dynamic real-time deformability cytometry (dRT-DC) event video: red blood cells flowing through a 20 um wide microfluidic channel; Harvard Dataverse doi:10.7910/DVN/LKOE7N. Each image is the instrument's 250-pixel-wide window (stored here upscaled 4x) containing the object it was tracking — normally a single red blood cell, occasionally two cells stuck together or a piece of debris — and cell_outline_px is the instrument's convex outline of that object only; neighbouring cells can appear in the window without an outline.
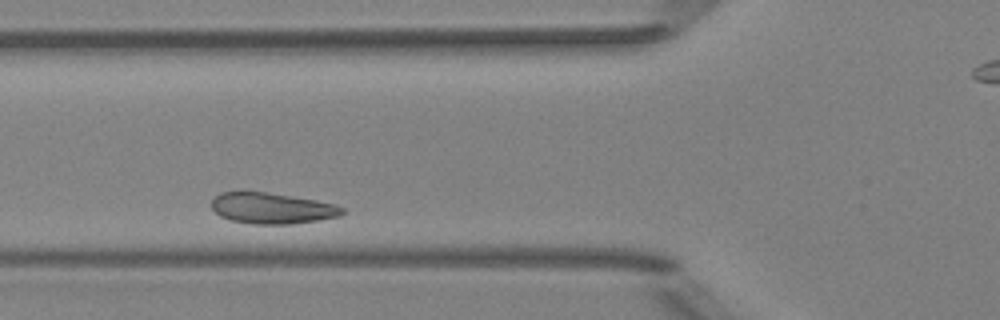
{"species": "Egyptian fruit bat (a non-hibernating species)", "species_latin": "Rousettus aegyptiacus", "temperature_condition": "room temperature", "stored_images_in_passage": 5, "camera_frame_rate_fps": 3000, "um_per_image_px": 0.085, "animal": {"sex": "female"}, "frame": {"image": 1, "passage_image": 4, "time_ms": 3.333, "image_size_px": [1000, 320], "cell_outline_px": [[344, 212], [340, 216], [316, 220], [288, 224], [252, 224], [232, 220], [220, 216], [212, 208], [212, 200], [220, 192], [264, 192], [316, 200], [336, 204], [344, 208]], "centroid_in_image_um": [23.12, 17.7], "position_along_channel_um": 102.7, "area_um2": 23.29}}